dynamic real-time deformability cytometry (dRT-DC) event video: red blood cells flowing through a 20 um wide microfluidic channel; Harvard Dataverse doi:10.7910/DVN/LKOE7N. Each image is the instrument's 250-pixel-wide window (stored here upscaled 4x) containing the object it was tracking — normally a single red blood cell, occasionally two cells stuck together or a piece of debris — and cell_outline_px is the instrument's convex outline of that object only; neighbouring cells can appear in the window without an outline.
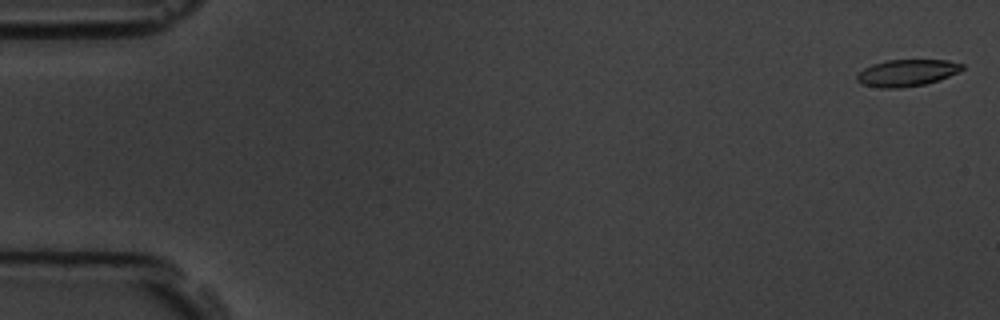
{"species": "common noctule bat (a hibernating species)", "species_latin": "Nyctalus noctula", "temperature_condition": "room temperature", "stored_images_in_passage": 11, "camera_frame_rate_fps": 3000, "um_per_image_px": 0.085, "animal": {"sex": "male", "body_mass_g": 19.5, "forearm_length_mm": 54.6}, "frame": {"image": 1, "passage_image": 1, "time_ms": 0.0, "image_size_px": [1000, 320], "cell_outline_px": [[964, 68], [948, 76], [924, 84], [900, 88], [880, 88], [860, 84], [856, 80], [856, 76], [864, 68], [872, 64], [888, 60], [948, 60], [964, 64]], "centroid_in_image_um": [77.04, 6.19], "position_along_channel_um": 8.0, "area_um2": 16.3}}